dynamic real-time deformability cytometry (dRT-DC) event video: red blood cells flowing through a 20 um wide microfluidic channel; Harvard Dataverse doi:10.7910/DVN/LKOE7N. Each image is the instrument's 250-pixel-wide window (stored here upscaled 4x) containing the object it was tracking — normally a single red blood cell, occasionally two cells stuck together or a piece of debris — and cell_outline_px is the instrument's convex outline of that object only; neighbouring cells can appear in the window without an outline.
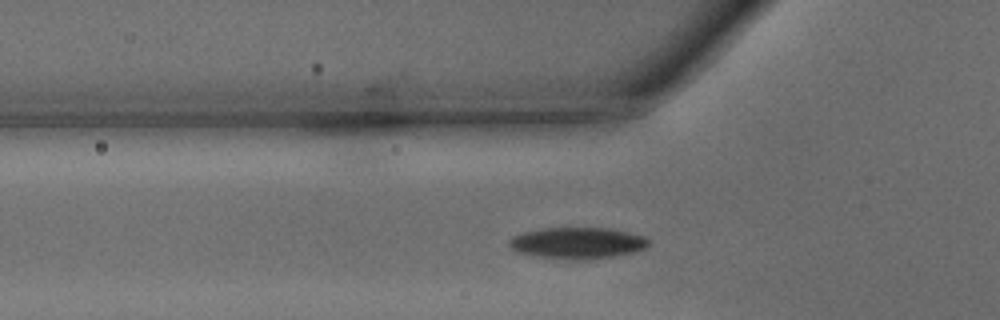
{"species": "common noctule bat (a hibernating species)", "species_latin": "Nyctalus noctula", "temperature_condition": "warm", "stored_images_in_passage": 29, "camera_frame_rate_fps": 3000, "um_per_image_px": 0.085, "animal": {"sex": "male", "body_mass_g": 15.6}, "frame": {"image": 1, "passage_image": 8, "time_ms": 2.333, "image_size_px": [1000, 320], "cell_outline_px": [[652, 244], [644, 248], [632, 252], [612, 256], [588, 260], [564, 260], [536, 256], [512, 248], [508, 244], [508, 240], [512, 236], [524, 232], [544, 228], [608, 228], [628, 232], [644, 236], [652, 240]], "centroid_in_image_um": [49.13, 20.66], "position_along_channel_um": 76.7, "area_um2": 25.55}}
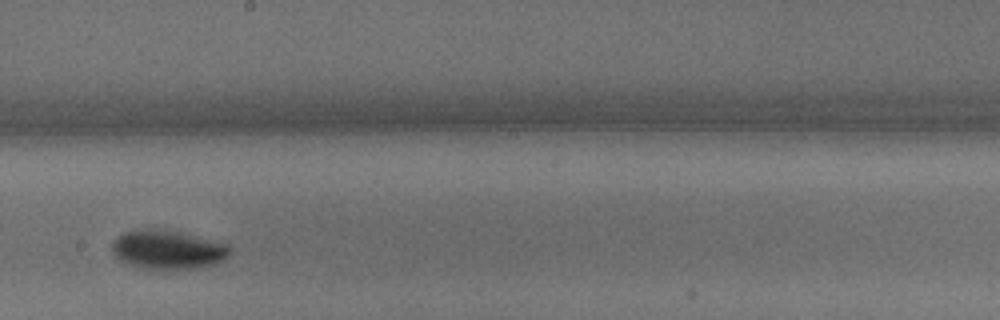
{"frame": {"image": 2, "passage_image": 19, "time_ms": 6.0, "image_size_px": [1000, 320], "cell_outline_px": [[228, 256], [212, 264], [192, 268], [136, 268], [120, 260], [112, 252], [112, 240], [124, 232], [136, 228], [148, 228], [180, 232], [228, 244]], "centroid_in_image_um": [14.16, 21.19], "position_along_channel_um": 234.0, "area_um2": 26.36}}
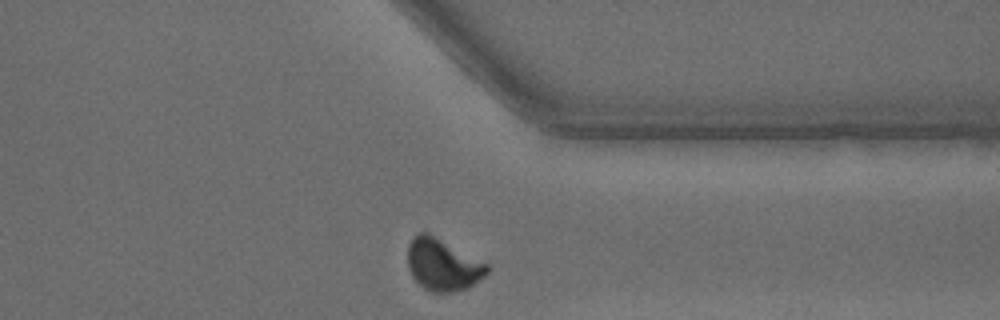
{"frame": {"image": 3, "passage_image": 29, "time_ms": 9.333, "image_size_px": [1000, 320], "cell_outline_px": [[488, 272], [484, 276], [468, 288], [452, 292], [432, 292], [424, 288], [412, 276], [408, 268], [408, 244], [412, 236], [416, 232], [428, 232], [488, 264]], "centroid_in_image_um": [37.61, 22.48], "position_along_channel_um": 373.8, "area_um2": 23.99}, "authors_computed_cell_mechanics": {"area_um2": 25.5476, "velocity_mm_per_s": 4.2689, "shape_relaxation_time_tau1_ms": 2.751, "shape_relaxation_time_tau2_ms": null, "deformation_change_tau1": 0.1457, "deformation_change_tau2": null}}